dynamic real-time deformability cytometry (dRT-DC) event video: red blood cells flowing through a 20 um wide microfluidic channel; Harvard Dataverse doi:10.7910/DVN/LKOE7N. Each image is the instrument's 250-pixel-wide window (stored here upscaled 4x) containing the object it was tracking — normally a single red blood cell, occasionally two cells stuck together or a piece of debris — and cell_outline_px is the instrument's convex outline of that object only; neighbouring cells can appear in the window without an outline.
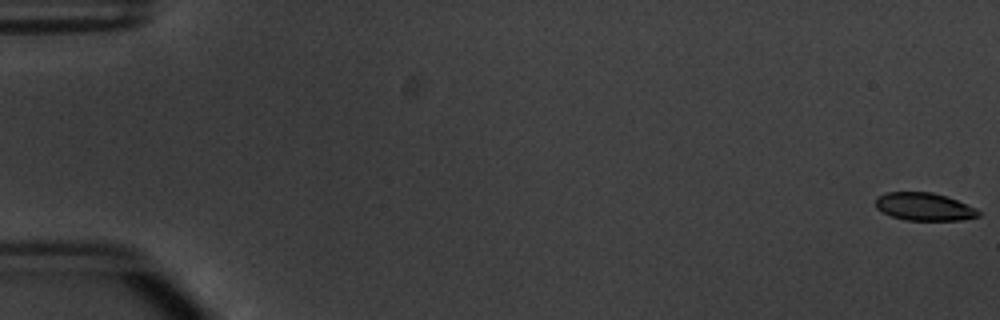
{"species": "common noctule bat (a hibernating species)", "species_latin": "Nyctalus noctula", "temperature_condition": "warm", "stored_images_in_passage": 54, "camera_frame_rate_fps": 3000, "um_per_image_px": 0.085, "animal": {"sex": "male", "body_mass_g": 20.1, "forearm_length_mm": 53.5}, "frame": {"image": 1, "passage_image": 1, "time_ms": 0.0, "image_size_px": [1000, 320], "cell_outline_px": [[980, 216], [964, 220], [904, 220], [880, 212], [876, 208], [876, 196], [888, 192], [932, 192], [956, 200], [976, 208], [980, 212]], "centroid_in_image_um": [78.53, 17.57], "position_along_channel_um": 6.5, "area_um2": 16.7}}
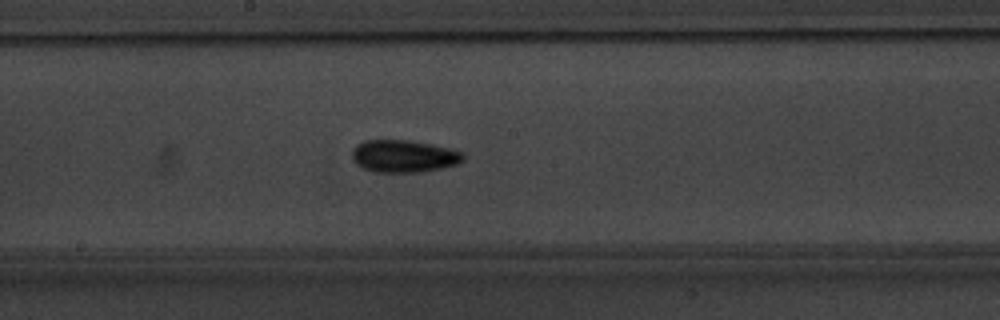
{"frame": {"image": 2, "passage_image": 30, "time_ms": 9.667, "image_size_px": [1000, 320], "cell_outline_px": [[464, 160], [456, 164], [440, 168], [420, 172], [372, 172], [360, 168], [352, 160], [352, 148], [356, 144], [364, 140], [408, 140], [432, 144], [448, 148], [460, 152], [464, 156]], "centroid_in_image_um": [34.24, 13.27], "position_along_channel_um": 214.0, "area_um2": 21.1}}
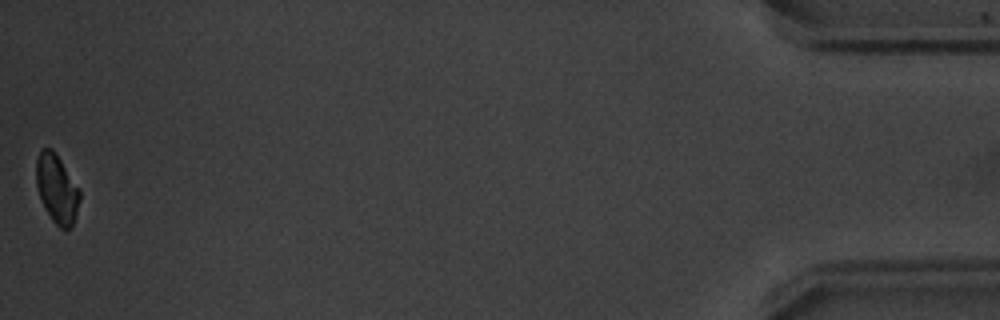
{"frame": {"image": 3, "passage_image": 54, "time_ms": 17.667, "image_size_px": [1000, 320], "cell_outline_px": [[80, 200], [76, 216], [72, 228], [64, 232], [52, 220], [40, 196], [36, 184], [36, 160], [40, 152], [44, 148], [52, 148], [80, 188]], "centroid_in_image_um": [4.87, 16.08], "position_along_channel_um": 430.3, "area_um2": 17.46}, "authors_computed_cell_mechanics": {"area_um2": 18.6983, "velocity_mm_per_s": 3.8327, "shape_relaxation_time_tau1_ms": 1.5559, "shape_relaxation_time_tau2_ms": 4.6659, "deformation_change_tau1": 0.0892, "deformation_change_tau2": 0.1022}}